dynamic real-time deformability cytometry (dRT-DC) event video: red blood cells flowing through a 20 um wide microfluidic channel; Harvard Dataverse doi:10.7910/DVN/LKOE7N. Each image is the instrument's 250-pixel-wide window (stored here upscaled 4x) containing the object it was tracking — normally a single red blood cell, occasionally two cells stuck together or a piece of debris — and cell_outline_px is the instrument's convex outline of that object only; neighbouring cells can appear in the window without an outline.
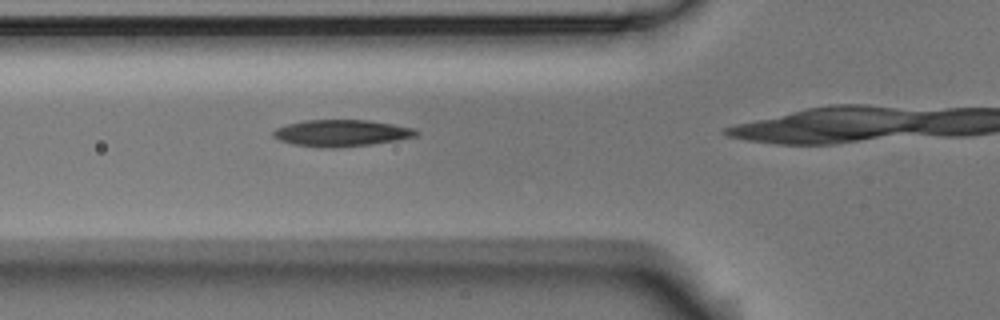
{"species": "Egyptian fruit bat (a non-hibernating species)", "species_latin": "Rousettus aegyptiacus", "temperature_condition": "room temperature", "stored_images_in_passage": 3, "camera_frame_rate_fps": 3000, "um_per_image_px": 0.085, "animal": {"sex": "male"}, "frame": {"image": 1, "passage_image": 2, "time_ms": 0.333, "image_size_px": [1000, 320], "cell_outline_px": [[420, 132], [416, 136], [396, 140], [372, 144], [336, 148], [320, 148], [292, 144], [280, 140], [272, 136], [272, 132], [276, 128], [288, 124], [304, 120], [368, 120], [392, 124], [412, 128]], "centroid_in_image_um": [28.98, 11.32], "position_along_channel_um": 96.8, "area_um2": 22.2}}